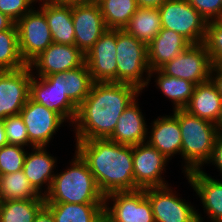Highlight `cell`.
<instances>
[{"label":"cell","mask_w":222,"mask_h":222,"mask_svg":"<svg viewBox=\"0 0 222 222\" xmlns=\"http://www.w3.org/2000/svg\"><path fill=\"white\" fill-rule=\"evenodd\" d=\"M46 148V146H36L33 147L31 153L27 151L23 165V171L29 183L43 197L50 189L55 176L53 170H55L54 168L57 165L56 157L49 154Z\"/></svg>","instance_id":"cell-19"},{"label":"cell","mask_w":222,"mask_h":222,"mask_svg":"<svg viewBox=\"0 0 222 222\" xmlns=\"http://www.w3.org/2000/svg\"><path fill=\"white\" fill-rule=\"evenodd\" d=\"M7 136L3 119H0V148L7 145Z\"/></svg>","instance_id":"cell-43"},{"label":"cell","mask_w":222,"mask_h":222,"mask_svg":"<svg viewBox=\"0 0 222 222\" xmlns=\"http://www.w3.org/2000/svg\"><path fill=\"white\" fill-rule=\"evenodd\" d=\"M158 9L162 28L177 32L191 44L204 42L207 21L186 0H167Z\"/></svg>","instance_id":"cell-6"},{"label":"cell","mask_w":222,"mask_h":222,"mask_svg":"<svg viewBox=\"0 0 222 222\" xmlns=\"http://www.w3.org/2000/svg\"><path fill=\"white\" fill-rule=\"evenodd\" d=\"M55 222H94L104 213V204L45 203Z\"/></svg>","instance_id":"cell-28"},{"label":"cell","mask_w":222,"mask_h":222,"mask_svg":"<svg viewBox=\"0 0 222 222\" xmlns=\"http://www.w3.org/2000/svg\"><path fill=\"white\" fill-rule=\"evenodd\" d=\"M151 125L152 129L147 132L146 142L155 147L168 160L172 159L175 154L181 156L182 137L178 110H174L172 115L158 117Z\"/></svg>","instance_id":"cell-18"},{"label":"cell","mask_w":222,"mask_h":222,"mask_svg":"<svg viewBox=\"0 0 222 222\" xmlns=\"http://www.w3.org/2000/svg\"><path fill=\"white\" fill-rule=\"evenodd\" d=\"M149 74V83L153 74L156 75L155 85L158 89H160L165 97L171 100L174 105L172 111L185 109L191 100L193 90L195 88L194 83L189 80L165 75L160 69L151 70Z\"/></svg>","instance_id":"cell-26"},{"label":"cell","mask_w":222,"mask_h":222,"mask_svg":"<svg viewBox=\"0 0 222 222\" xmlns=\"http://www.w3.org/2000/svg\"><path fill=\"white\" fill-rule=\"evenodd\" d=\"M8 200H45L28 181L23 170L0 175V202Z\"/></svg>","instance_id":"cell-29"},{"label":"cell","mask_w":222,"mask_h":222,"mask_svg":"<svg viewBox=\"0 0 222 222\" xmlns=\"http://www.w3.org/2000/svg\"><path fill=\"white\" fill-rule=\"evenodd\" d=\"M203 43L212 65L222 66V20L207 22Z\"/></svg>","instance_id":"cell-34"},{"label":"cell","mask_w":222,"mask_h":222,"mask_svg":"<svg viewBox=\"0 0 222 222\" xmlns=\"http://www.w3.org/2000/svg\"><path fill=\"white\" fill-rule=\"evenodd\" d=\"M45 200H8L0 202V222H33Z\"/></svg>","instance_id":"cell-32"},{"label":"cell","mask_w":222,"mask_h":222,"mask_svg":"<svg viewBox=\"0 0 222 222\" xmlns=\"http://www.w3.org/2000/svg\"><path fill=\"white\" fill-rule=\"evenodd\" d=\"M185 110L222 129V96L211 79L195 85L191 100Z\"/></svg>","instance_id":"cell-22"},{"label":"cell","mask_w":222,"mask_h":222,"mask_svg":"<svg viewBox=\"0 0 222 222\" xmlns=\"http://www.w3.org/2000/svg\"><path fill=\"white\" fill-rule=\"evenodd\" d=\"M31 79L29 65L0 71V119L20 113L29 98Z\"/></svg>","instance_id":"cell-11"},{"label":"cell","mask_w":222,"mask_h":222,"mask_svg":"<svg viewBox=\"0 0 222 222\" xmlns=\"http://www.w3.org/2000/svg\"><path fill=\"white\" fill-rule=\"evenodd\" d=\"M116 29H107L85 54L94 82H117Z\"/></svg>","instance_id":"cell-15"},{"label":"cell","mask_w":222,"mask_h":222,"mask_svg":"<svg viewBox=\"0 0 222 222\" xmlns=\"http://www.w3.org/2000/svg\"><path fill=\"white\" fill-rule=\"evenodd\" d=\"M39 9L45 14L54 43L75 45L72 4L39 0Z\"/></svg>","instance_id":"cell-25"},{"label":"cell","mask_w":222,"mask_h":222,"mask_svg":"<svg viewBox=\"0 0 222 222\" xmlns=\"http://www.w3.org/2000/svg\"><path fill=\"white\" fill-rule=\"evenodd\" d=\"M45 203L104 204L87 162L75 150L74 158L64 172H57L52 180Z\"/></svg>","instance_id":"cell-3"},{"label":"cell","mask_w":222,"mask_h":222,"mask_svg":"<svg viewBox=\"0 0 222 222\" xmlns=\"http://www.w3.org/2000/svg\"><path fill=\"white\" fill-rule=\"evenodd\" d=\"M38 1L39 0H0V12L16 23L26 13L35 8L33 5Z\"/></svg>","instance_id":"cell-36"},{"label":"cell","mask_w":222,"mask_h":222,"mask_svg":"<svg viewBox=\"0 0 222 222\" xmlns=\"http://www.w3.org/2000/svg\"><path fill=\"white\" fill-rule=\"evenodd\" d=\"M167 0H136L140 8H159Z\"/></svg>","instance_id":"cell-41"},{"label":"cell","mask_w":222,"mask_h":222,"mask_svg":"<svg viewBox=\"0 0 222 222\" xmlns=\"http://www.w3.org/2000/svg\"><path fill=\"white\" fill-rule=\"evenodd\" d=\"M76 151L87 162L100 191H135L132 146L109 139L76 140Z\"/></svg>","instance_id":"cell-2"},{"label":"cell","mask_w":222,"mask_h":222,"mask_svg":"<svg viewBox=\"0 0 222 222\" xmlns=\"http://www.w3.org/2000/svg\"><path fill=\"white\" fill-rule=\"evenodd\" d=\"M26 125L29 142L34 146H48L53 135L66 122L58 113L49 110L30 97L20 111Z\"/></svg>","instance_id":"cell-12"},{"label":"cell","mask_w":222,"mask_h":222,"mask_svg":"<svg viewBox=\"0 0 222 222\" xmlns=\"http://www.w3.org/2000/svg\"><path fill=\"white\" fill-rule=\"evenodd\" d=\"M29 97L49 110L58 113L65 121H69V125L72 124L70 126H73L78 108L68 99L66 94H63L55 86V83H50L45 77L32 74Z\"/></svg>","instance_id":"cell-17"},{"label":"cell","mask_w":222,"mask_h":222,"mask_svg":"<svg viewBox=\"0 0 222 222\" xmlns=\"http://www.w3.org/2000/svg\"><path fill=\"white\" fill-rule=\"evenodd\" d=\"M136 98L120 115L112 135L108 138L116 143L135 146L146 142L148 129L145 117Z\"/></svg>","instance_id":"cell-21"},{"label":"cell","mask_w":222,"mask_h":222,"mask_svg":"<svg viewBox=\"0 0 222 222\" xmlns=\"http://www.w3.org/2000/svg\"><path fill=\"white\" fill-rule=\"evenodd\" d=\"M142 91L132 84L94 82L89 95L78 107L75 140L108 139L122 112Z\"/></svg>","instance_id":"cell-1"},{"label":"cell","mask_w":222,"mask_h":222,"mask_svg":"<svg viewBox=\"0 0 222 222\" xmlns=\"http://www.w3.org/2000/svg\"><path fill=\"white\" fill-rule=\"evenodd\" d=\"M132 154L134 182L140 189L168 185L162 174L169 160L155 147L143 142L132 146Z\"/></svg>","instance_id":"cell-14"},{"label":"cell","mask_w":222,"mask_h":222,"mask_svg":"<svg viewBox=\"0 0 222 222\" xmlns=\"http://www.w3.org/2000/svg\"><path fill=\"white\" fill-rule=\"evenodd\" d=\"M116 53L117 82L132 84L141 91L148 87L151 70L147 45L124 29H116Z\"/></svg>","instance_id":"cell-5"},{"label":"cell","mask_w":222,"mask_h":222,"mask_svg":"<svg viewBox=\"0 0 222 222\" xmlns=\"http://www.w3.org/2000/svg\"><path fill=\"white\" fill-rule=\"evenodd\" d=\"M191 43L177 32L162 28L147 45L150 70H159L183 52Z\"/></svg>","instance_id":"cell-24"},{"label":"cell","mask_w":222,"mask_h":222,"mask_svg":"<svg viewBox=\"0 0 222 222\" xmlns=\"http://www.w3.org/2000/svg\"><path fill=\"white\" fill-rule=\"evenodd\" d=\"M162 29L158 8H140L130 18L124 30L148 45Z\"/></svg>","instance_id":"cell-27"},{"label":"cell","mask_w":222,"mask_h":222,"mask_svg":"<svg viewBox=\"0 0 222 222\" xmlns=\"http://www.w3.org/2000/svg\"><path fill=\"white\" fill-rule=\"evenodd\" d=\"M215 165L222 176V130L219 132L212 150V155L207 164Z\"/></svg>","instance_id":"cell-38"},{"label":"cell","mask_w":222,"mask_h":222,"mask_svg":"<svg viewBox=\"0 0 222 222\" xmlns=\"http://www.w3.org/2000/svg\"><path fill=\"white\" fill-rule=\"evenodd\" d=\"M210 79L215 84L218 92L222 96V66L212 65Z\"/></svg>","instance_id":"cell-39"},{"label":"cell","mask_w":222,"mask_h":222,"mask_svg":"<svg viewBox=\"0 0 222 222\" xmlns=\"http://www.w3.org/2000/svg\"><path fill=\"white\" fill-rule=\"evenodd\" d=\"M33 222H55L52 212L44 205L36 214Z\"/></svg>","instance_id":"cell-40"},{"label":"cell","mask_w":222,"mask_h":222,"mask_svg":"<svg viewBox=\"0 0 222 222\" xmlns=\"http://www.w3.org/2000/svg\"><path fill=\"white\" fill-rule=\"evenodd\" d=\"M178 121L181 130V157L185 163L184 173L201 170L209 161L214 142L222 130L218 125L178 109Z\"/></svg>","instance_id":"cell-4"},{"label":"cell","mask_w":222,"mask_h":222,"mask_svg":"<svg viewBox=\"0 0 222 222\" xmlns=\"http://www.w3.org/2000/svg\"><path fill=\"white\" fill-rule=\"evenodd\" d=\"M185 176L200 198L210 222L222 221V181L214 179L203 169L190 171Z\"/></svg>","instance_id":"cell-20"},{"label":"cell","mask_w":222,"mask_h":222,"mask_svg":"<svg viewBox=\"0 0 222 222\" xmlns=\"http://www.w3.org/2000/svg\"><path fill=\"white\" fill-rule=\"evenodd\" d=\"M24 146L7 144L0 148V175L23 170L27 154Z\"/></svg>","instance_id":"cell-33"},{"label":"cell","mask_w":222,"mask_h":222,"mask_svg":"<svg viewBox=\"0 0 222 222\" xmlns=\"http://www.w3.org/2000/svg\"><path fill=\"white\" fill-rule=\"evenodd\" d=\"M107 29H124L138 6L136 0H95Z\"/></svg>","instance_id":"cell-30"},{"label":"cell","mask_w":222,"mask_h":222,"mask_svg":"<svg viewBox=\"0 0 222 222\" xmlns=\"http://www.w3.org/2000/svg\"><path fill=\"white\" fill-rule=\"evenodd\" d=\"M56 3H65V4H75V3H85L92 0H49Z\"/></svg>","instance_id":"cell-44"},{"label":"cell","mask_w":222,"mask_h":222,"mask_svg":"<svg viewBox=\"0 0 222 222\" xmlns=\"http://www.w3.org/2000/svg\"><path fill=\"white\" fill-rule=\"evenodd\" d=\"M50 83H55L63 94L78 108L89 95L94 84L92 76L84 63L78 68L54 73L45 77Z\"/></svg>","instance_id":"cell-23"},{"label":"cell","mask_w":222,"mask_h":222,"mask_svg":"<svg viewBox=\"0 0 222 222\" xmlns=\"http://www.w3.org/2000/svg\"><path fill=\"white\" fill-rule=\"evenodd\" d=\"M155 222H203L201 213L191 202L178 197L176 191L167 186L145 188Z\"/></svg>","instance_id":"cell-7"},{"label":"cell","mask_w":222,"mask_h":222,"mask_svg":"<svg viewBox=\"0 0 222 222\" xmlns=\"http://www.w3.org/2000/svg\"><path fill=\"white\" fill-rule=\"evenodd\" d=\"M85 63V55L76 45L52 43L28 65L33 75L46 77L78 68ZM35 70V72L33 71Z\"/></svg>","instance_id":"cell-16"},{"label":"cell","mask_w":222,"mask_h":222,"mask_svg":"<svg viewBox=\"0 0 222 222\" xmlns=\"http://www.w3.org/2000/svg\"><path fill=\"white\" fill-rule=\"evenodd\" d=\"M8 144L18 146L34 147L28 138V132L25 123L20 114L12 115L3 119Z\"/></svg>","instance_id":"cell-35"},{"label":"cell","mask_w":222,"mask_h":222,"mask_svg":"<svg viewBox=\"0 0 222 222\" xmlns=\"http://www.w3.org/2000/svg\"><path fill=\"white\" fill-rule=\"evenodd\" d=\"M75 45L85 55L107 30L95 0L72 4Z\"/></svg>","instance_id":"cell-13"},{"label":"cell","mask_w":222,"mask_h":222,"mask_svg":"<svg viewBox=\"0 0 222 222\" xmlns=\"http://www.w3.org/2000/svg\"><path fill=\"white\" fill-rule=\"evenodd\" d=\"M27 66L19 50L18 30L14 23L0 32V71L18 70Z\"/></svg>","instance_id":"cell-31"},{"label":"cell","mask_w":222,"mask_h":222,"mask_svg":"<svg viewBox=\"0 0 222 222\" xmlns=\"http://www.w3.org/2000/svg\"><path fill=\"white\" fill-rule=\"evenodd\" d=\"M94 222H110L108 216L103 213L96 221Z\"/></svg>","instance_id":"cell-45"},{"label":"cell","mask_w":222,"mask_h":222,"mask_svg":"<svg viewBox=\"0 0 222 222\" xmlns=\"http://www.w3.org/2000/svg\"><path fill=\"white\" fill-rule=\"evenodd\" d=\"M13 24L10 18L0 12V32L9 29Z\"/></svg>","instance_id":"cell-42"},{"label":"cell","mask_w":222,"mask_h":222,"mask_svg":"<svg viewBox=\"0 0 222 222\" xmlns=\"http://www.w3.org/2000/svg\"><path fill=\"white\" fill-rule=\"evenodd\" d=\"M104 213L110 222H155L152 206L144 189L107 194L104 199Z\"/></svg>","instance_id":"cell-8"},{"label":"cell","mask_w":222,"mask_h":222,"mask_svg":"<svg viewBox=\"0 0 222 222\" xmlns=\"http://www.w3.org/2000/svg\"><path fill=\"white\" fill-rule=\"evenodd\" d=\"M211 69L212 62L203 42L190 44L160 68L165 75L189 80L195 85L209 81Z\"/></svg>","instance_id":"cell-10"},{"label":"cell","mask_w":222,"mask_h":222,"mask_svg":"<svg viewBox=\"0 0 222 222\" xmlns=\"http://www.w3.org/2000/svg\"><path fill=\"white\" fill-rule=\"evenodd\" d=\"M207 21L222 19V0H186Z\"/></svg>","instance_id":"cell-37"},{"label":"cell","mask_w":222,"mask_h":222,"mask_svg":"<svg viewBox=\"0 0 222 222\" xmlns=\"http://www.w3.org/2000/svg\"><path fill=\"white\" fill-rule=\"evenodd\" d=\"M34 9L15 23L20 54L27 65L53 43L45 14L38 8Z\"/></svg>","instance_id":"cell-9"}]
</instances>
